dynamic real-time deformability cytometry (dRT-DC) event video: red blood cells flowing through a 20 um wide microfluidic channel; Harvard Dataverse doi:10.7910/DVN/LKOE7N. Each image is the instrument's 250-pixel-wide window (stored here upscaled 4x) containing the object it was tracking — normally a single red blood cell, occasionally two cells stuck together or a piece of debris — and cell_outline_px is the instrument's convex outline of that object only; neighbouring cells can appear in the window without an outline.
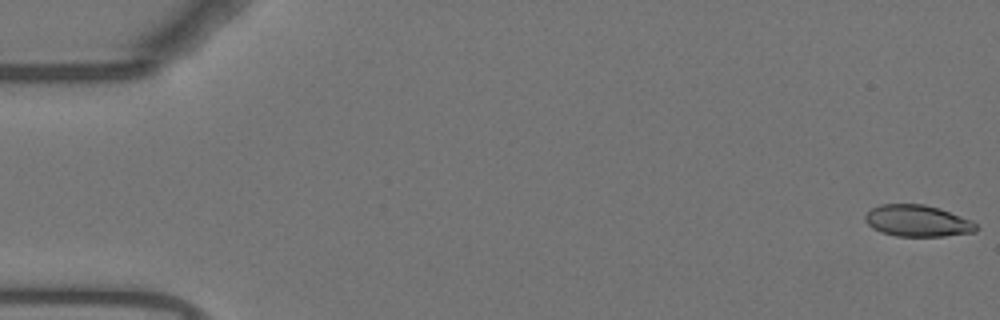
{"species": "Egyptian fruit bat (a non-hibernating species)", "species_latin": "Rousettus aegyptiacus", "temperature_condition": "warm", "stored_images_in_passage": 55, "camera_frame_rate_fps": 3000, "um_per_image_px": 0.085, "animal": {"sex": "female"}, "frame": {"image": 1, "passage_image": 1, "time_ms": 0.0, "image_size_px": [1000, 320], "cell_outline_px": [[980, 228], [976, 232], [944, 236], [896, 236], [880, 232], [872, 228], [864, 220], [864, 216], [872, 208], [880, 204], [924, 204], [940, 208], [972, 220]], "centroid_in_image_um": [78.01, 18.77], "position_along_channel_um": 7.0, "area_um2": 20.63}}
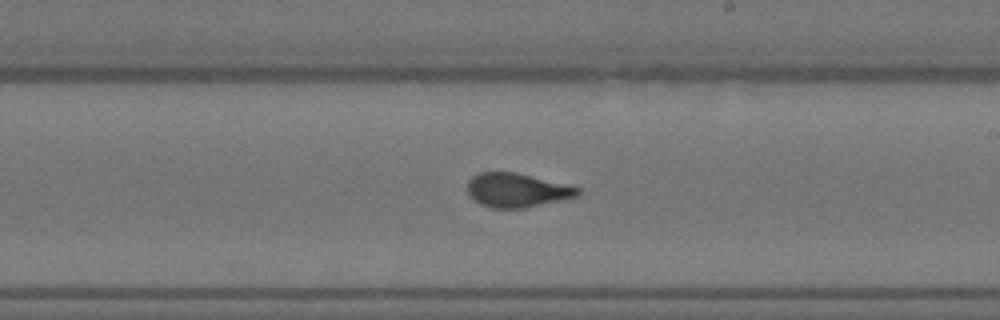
{"frame": {"image": 2, "passage_image": 32, "time_ms": 10.333, "image_size_px": [1000, 320], "cell_outline_px": [[580, 196], [524, 208], [492, 208], [480, 204], [472, 200], [468, 196], [468, 180], [472, 176], [480, 172], [516, 172], [580, 188]], "centroid_in_image_um": [43.9, 16.17], "position_along_channel_um": 245.1, "area_um2": 21.91}}
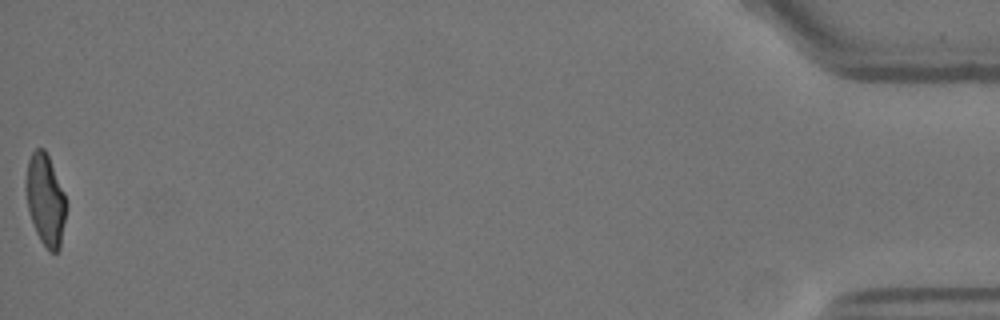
{"frame": {"image": 3, "passage_image": 55, "time_ms": 18.0, "image_size_px": [1000, 320], "cell_outline_px": [[68, 208], [60, 248], [56, 252], [48, 252], [40, 240], [36, 232], [28, 212], [28, 160], [32, 152], [36, 148], [44, 148], [48, 156], [64, 192], [68, 204]], "centroid_in_image_um": [3.92, 17.06], "position_along_channel_um": 431.3, "area_um2": 21.21}, "authors_computed_cell_mechanics": {"area_um2": 21.9062, "velocity_mm_per_s": 3.7209, "shape_relaxation_time_tau1_ms": 5.2431, "shape_relaxation_time_tau2_ms": 0.7666, "deformation_change_tau1": 0.1916, "deformation_change_tau2": 0.0564}}